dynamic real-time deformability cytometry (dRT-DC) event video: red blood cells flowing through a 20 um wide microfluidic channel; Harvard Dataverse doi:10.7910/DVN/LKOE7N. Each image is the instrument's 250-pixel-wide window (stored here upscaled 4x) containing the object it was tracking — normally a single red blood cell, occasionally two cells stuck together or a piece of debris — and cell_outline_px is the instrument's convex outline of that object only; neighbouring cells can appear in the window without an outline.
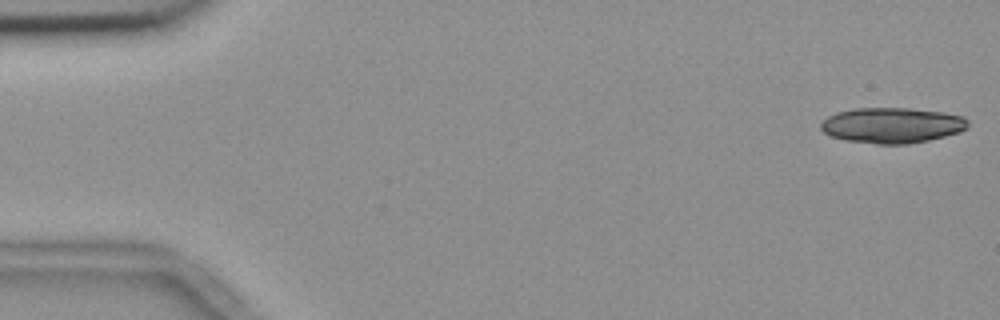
{"species": "common noctule bat (a hibernating species)", "species_latin": "Nyctalus noctula", "temperature_condition": "room temperature", "stored_images_in_passage": 15, "camera_frame_rate_fps": 3000, "um_per_image_px": 0.085, "animal": {"sex": "female", "body_mass_g": 18.4}, "frame": {"image": 1, "passage_image": 1, "time_ms": 0.0, "image_size_px": [1000, 320], "cell_outline_px": [[968, 128], [960, 132], [928, 140], [908, 144], [876, 144], [848, 140], [832, 136], [824, 132], [820, 128], [820, 124], [828, 116], [836, 112], [856, 108], [912, 108], [944, 112], [964, 116], [968, 120]], "centroid_in_image_um": [75.86, 10.64], "position_along_channel_um": 9.1, "area_um2": 30.52}}